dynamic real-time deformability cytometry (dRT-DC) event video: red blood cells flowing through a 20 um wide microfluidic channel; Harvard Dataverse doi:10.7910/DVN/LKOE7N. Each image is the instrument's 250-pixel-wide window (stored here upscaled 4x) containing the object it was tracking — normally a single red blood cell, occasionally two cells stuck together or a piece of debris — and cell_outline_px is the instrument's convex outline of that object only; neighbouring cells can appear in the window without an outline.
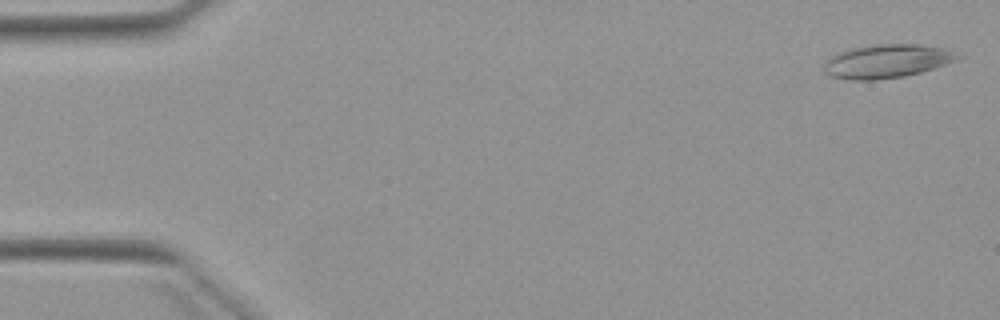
{"species": "Egyptian fruit bat (a non-hibernating species)", "species_latin": "Rousettus aegyptiacus", "temperature_condition": "warm", "stored_images_in_passage": 2, "segment_of_instrument_passage": [2, 2], "camera_frame_rate_fps": 3000, "um_per_image_px": 0.085, "animal": {"sex": "female"}, "frame": {"image": 1, "passage_image": 2, "time_ms": 1.333, "image_size_px": [1000, 320], "cell_outline_px": [[964, 56], [956, 60], [920, 72], [904, 76], [876, 80], [848, 80], [828, 76], [824, 72], [824, 64], [832, 56], [840, 52], [852, 48], [876, 44], [916, 44], [952, 48]], "centroid_in_image_um": [75.43, 5.19], "position_along_channel_um": 9.6, "area_um2": 26.36}}